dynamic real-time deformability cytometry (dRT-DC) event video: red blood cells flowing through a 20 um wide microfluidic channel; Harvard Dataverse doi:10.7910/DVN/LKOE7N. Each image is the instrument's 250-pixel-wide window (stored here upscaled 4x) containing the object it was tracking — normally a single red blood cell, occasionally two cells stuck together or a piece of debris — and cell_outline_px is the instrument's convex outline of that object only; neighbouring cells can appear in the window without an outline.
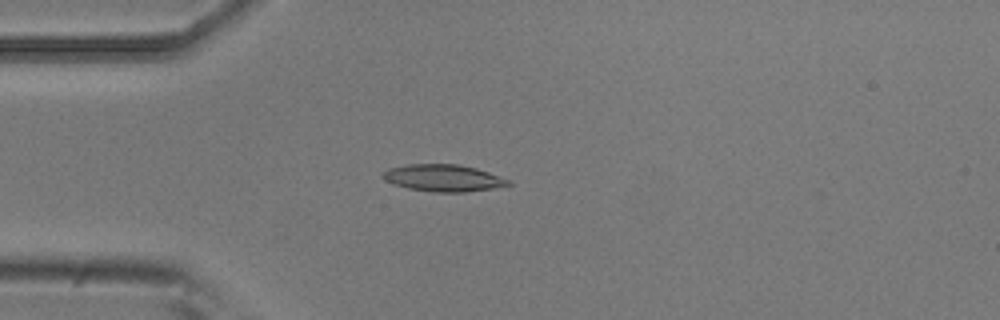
{"species": "common noctule bat (a hibernating species)", "species_latin": "Nyctalus noctula", "temperature_condition": "room temperature", "stored_images_in_passage": 3, "camera_frame_rate_fps": 3000, "um_per_image_px": 0.085, "animal": {"sex": "male", "body_mass_g": 20.5, "forearm_length_mm": 52.5}, "frame": {"image": 1, "passage_image": 3, "time_ms": 0.667, "image_size_px": [1000, 320], "cell_outline_px": [[512, 184], [492, 188], [464, 192], [432, 192], [408, 188], [392, 184], [384, 180], [380, 176], [380, 172], [388, 168], [408, 164], [456, 164], [476, 168], [512, 180]], "centroid_in_image_um": [37.63, 15.12], "position_along_channel_um": 47.4, "area_um2": 19.88}}